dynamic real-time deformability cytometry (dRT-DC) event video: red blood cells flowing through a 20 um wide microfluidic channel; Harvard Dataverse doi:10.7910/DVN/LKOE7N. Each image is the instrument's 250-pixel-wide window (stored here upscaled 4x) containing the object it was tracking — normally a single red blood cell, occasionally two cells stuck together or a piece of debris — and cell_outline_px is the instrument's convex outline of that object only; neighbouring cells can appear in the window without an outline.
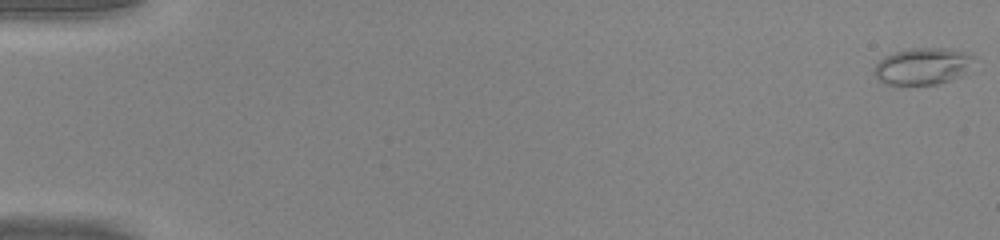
{"species": "common noctule bat (a hibernating species)", "species_latin": "Nyctalus noctula", "temperature_condition": "warm", "stored_images_in_passage": 49, "camera_frame_rate_fps": 3000, "um_per_image_px": 0.085, "animal": {"sex": "male", "body_mass_g": 20.0, "forearm_length_mm": 53.3}, "frame": {"image": 1, "passage_image": 1, "time_ms": 0.0, "image_size_px": [1000, 240], "cell_outline_px": [[976, 56], [964, 72], [960, 76], [952, 80], [936, 84], [884, 84], [872, 72], [872, 68], [884, 56], [896, 52], [912, 48], [948, 48], [968, 52]], "centroid_in_image_um": [78.42, 5.62], "position_along_channel_um": 6.6, "area_um2": 21.33}}
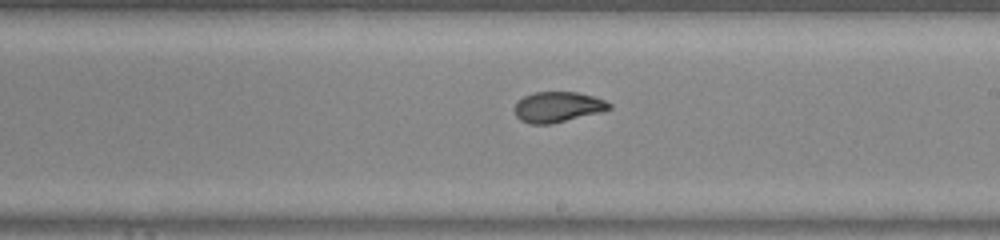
{"frame": {"image": 2, "passage_image": 30, "time_ms": 9.667, "image_size_px": [1000, 240], "cell_outline_px": [[612, 108], [600, 112], [552, 124], [528, 124], [520, 120], [516, 116], [512, 108], [524, 96], [536, 92], [576, 92], [592, 96], [604, 100], [612, 104]], "centroid_in_image_um": [47.38, 9.1], "position_along_channel_um": 241.6, "area_um2": 16.82}}
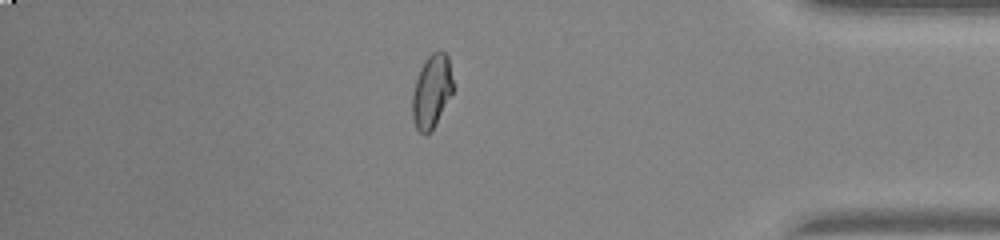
{"frame": {"image": 3, "passage_image": 43, "time_ms": 14.0, "image_size_px": [1000, 240], "cell_outline_px": [[452, 92], [432, 132], [428, 136], [424, 136], [416, 128], [412, 116], [412, 96], [416, 80], [420, 68], [424, 60], [432, 52], [440, 48], [448, 56], [452, 80]], "centroid_in_image_um": [36.67, 7.78], "position_along_channel_um": 398.5, "area_um2": 17.51}, "authors_computed_cell_mechanics": {"area_um2": 18.2648, "velocity_mm_per_s": 4.2874, "shape_relaxation_time_tau1_ms": null, "shape_relaxation_time_tau2_ms": 0.7946, "deformation_change_tau1": null, "deformation_change_tau2": 0.0402}}